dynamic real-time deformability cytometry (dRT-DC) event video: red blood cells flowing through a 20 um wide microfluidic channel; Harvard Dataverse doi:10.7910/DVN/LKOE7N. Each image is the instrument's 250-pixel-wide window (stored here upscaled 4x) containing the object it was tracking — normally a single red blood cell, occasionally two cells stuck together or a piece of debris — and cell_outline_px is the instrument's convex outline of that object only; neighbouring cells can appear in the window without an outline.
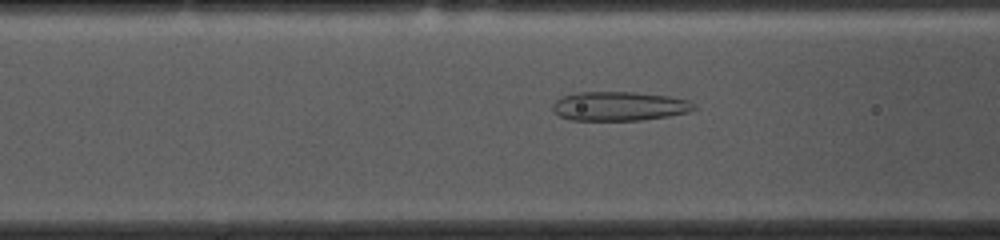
{"species": "common noctule bat (a hibernating species)", "species_latin": "Nyctalus noctula", "temperature_condition": "cold", "stored_images_in_passage": 52, "camera_frame_rate_fps": 3000, "um_per_image_px": 0.085, "animal": {"sex": "female", "body_mass_g": 10.0, "forearm_length_mm": 53.1}, "frame": {"image": 1, "passage_image": 18, "time_ms": 5.667, "image_size_px": [1000, 240], "cell_outline_px": [[696, 108], [688, 112], [668, 116], [640, 120], [572, 120], [560, 116], [552, 112], [552, 104], [556, 100], [564, 96], [576, 92], [632, 92], [668, 96], [688, 100], [696, 104]], "centroid_in_image_um": [52.62, 9.02], "position_along_channel_um": 114.0, "area_um2": 23.99}}
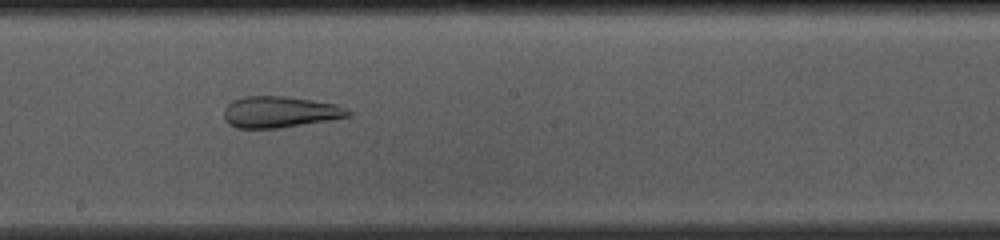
{"frame": {"image": 2, "passage_image": 27, "time_ms": 8.667, "image_size_px": [1000, 240], "cell_outline_px": [[352, 116], [280, 128], [236, 128], [228, 124], [224, 120], [224, 108], [232, 100], [244, 96], [284, 96], [312, 100], [336, 104], [348, 108], [352, 112]], "centroid_in_image_um": [23.78, 9.52], "position_along_channel_um": 224.4, "area_um2": 22.83}}
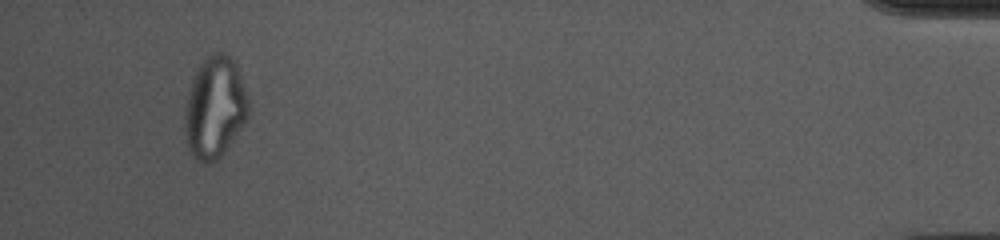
{"frame": {"image": 3, "passage_image": 49, "time_ms": 16.0, "image_size_px": [1000, 240], "cell_outline_px": [[252, 108], [248, 120], [224, 152], [216, 160], [208, 164], [196, 160], [192, 156], [188, 148], [184, 132], [184, 112], [188, 92], [192, 80], [200, 64], [208, 56], [216, 52], [220, 52], [228, 56], [232, 60], [240, 76], [248, 96]], "centroid_in_image_um": [18.27, 9.2], "position_along_channel_um": 416.9, "area_um2": 37.97}}